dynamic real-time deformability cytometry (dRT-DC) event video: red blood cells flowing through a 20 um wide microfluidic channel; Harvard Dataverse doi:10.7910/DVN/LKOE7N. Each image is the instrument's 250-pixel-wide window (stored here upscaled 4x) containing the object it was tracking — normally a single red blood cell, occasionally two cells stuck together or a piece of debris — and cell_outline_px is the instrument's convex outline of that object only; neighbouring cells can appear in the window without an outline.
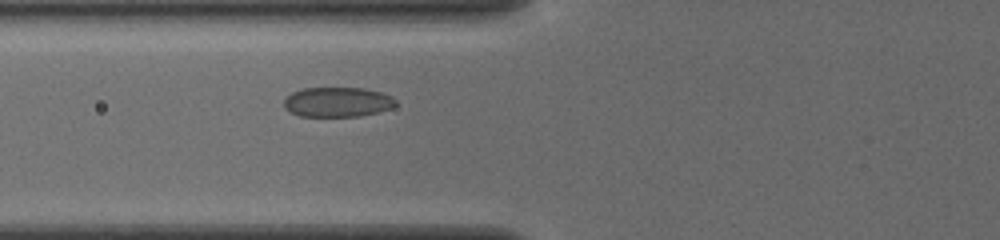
{"species": "common noctule bat (a hibernating species)", "species_latin": "Nyctalus noctula", "temperature_condition": "cold", "stored_images_in_passage": 44, "segment_of_instrument_passage": [1, 2], "camera_frame_rate_fps": 3000, "um_per_image_px": 0.085, "animal": {"sex": "female", "body_mass_g": 19.5, "forearm_length_mm": 54.1}, "frame": {"image": 1, "passage_image": 11, "time_ms": 3.333, "image_size_px": [1000, 240], "cell_outline_px": [[396, 104], [392, 108], [360, 116], [300, 116], [284, 108], [284, 100], [292, 92], [304, 88], [364, 88], [380, 92], [392, 96], [396, 100]], "centroid_in_image_um": [28.7, 8.67], "position_along_channel_um": 97.1, "area_um2": 19.31}}
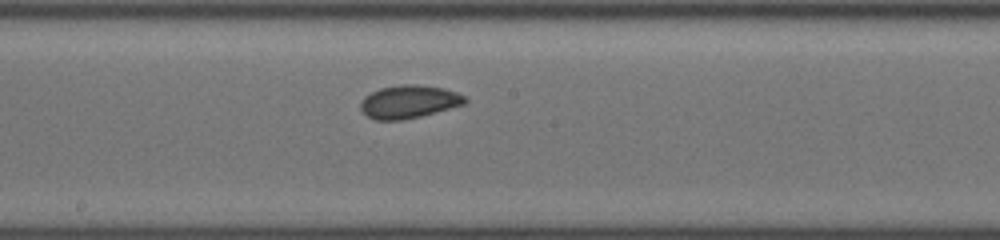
{"frame": {"image": 2, "passage_image": 20, "time_ms": 6.333, "image_size_px": [1000, 240], "cell_outline_px": [[468, 100], [464, 104], [436, 112], [420, 116], [400, 120], [376, 120], [368, 116], [360, 108], [360, 100], [364, 96], [380, 88], [400, 84], [412, 84], [444, 88], [456, 92], [464, 96]], "centroid_in_image_um": [34.74, 8.64], "position_along_channel_um": 213.5, "area_um2": 20.0}}
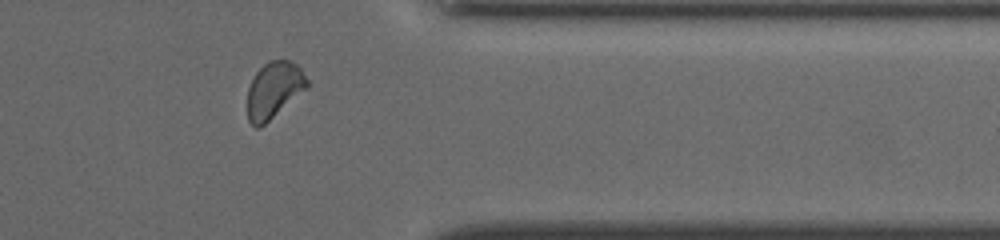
{"frame": {"image": 3, "passage_image": 34, "time_ms": 11.0, "image_size_px": [1000, 240], "cell_outline_px": [[308, 88], [260, 128], [256, 128], [248, 120], [248, 88], [256, 72], [268, 60], [288, 60], [296, 64], [300, 68], [308, 80]], "centroid_in_image_um": [23.29, 7.65], "position_along_channel_um": 388.1, "area_um2": 19.54}}